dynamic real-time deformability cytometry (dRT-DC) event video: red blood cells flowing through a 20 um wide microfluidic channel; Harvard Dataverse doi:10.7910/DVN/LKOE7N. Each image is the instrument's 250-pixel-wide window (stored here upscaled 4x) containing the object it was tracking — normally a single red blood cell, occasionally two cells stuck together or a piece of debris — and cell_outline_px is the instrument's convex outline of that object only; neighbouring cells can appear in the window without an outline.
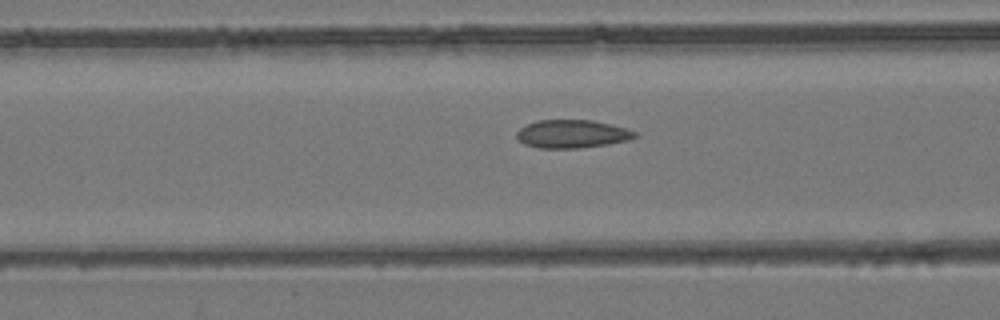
{"species": "common noctule bat (a hibernating species)", "species_latin": "Nyctalus noctula", "temperature_condition": "room temperature", "stored_images_in_passage": 54, "camera_frame_rate_fps": 3000, "um_per_image_px": 0.085, "animal": {"sex": "female", "body_mass_g": 24.6, "forearm_length_mm": 56.2}, "frame": {"image": 1, "passage_image": 22, "time_ms": 7.0, "image_size_px": [1000, 320], "cell_outline_px": [[640, 136], [628, 140], [608, 144], [580, 148], [540, 148], [524, 144], [516, 136], [516, 132], [520, 128], [536, 120], [592, 120], [624, 128], [636, 132]], "centroid_in_image_um": [48.62, 11.39], "position_along_channel_um": 118.0, "area_um2": 19.31}}
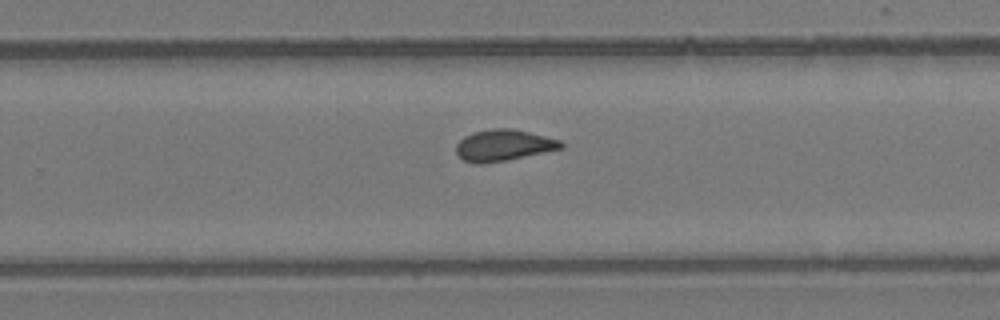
{"frame": {"image": 2, "passage_image": 35, "time_ms": 11.333, "image_size_px": [1000, 320], "cell_outline_px": [[564, 148], [508, 160], [484, 164], [476, 164], [464, 160], [456, 152], [456, 144], [464, 136], [472, 132], [492, 128], [512, 128], [560, 140], [564, 144]], "centroid_in_image_um": [42.79, 12.35], "position_along_channel_um": 287.0, "area_um2": 19.25}}
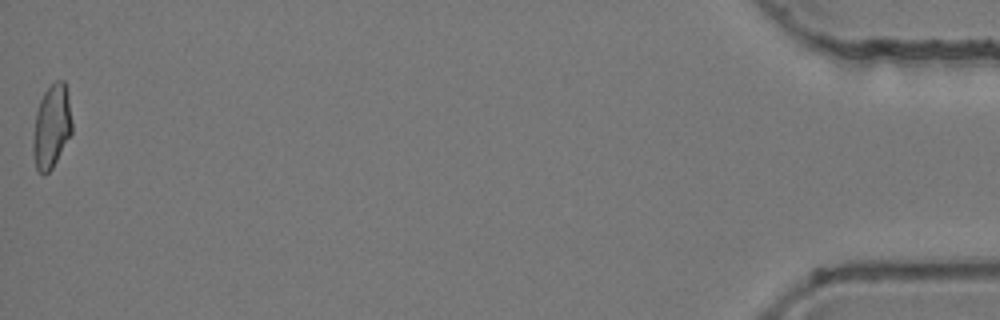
{"frame": {"image": 3, "passage_image": 54, "time_ms": 17.667, "image_size_px": [1000, 320], "cell_outline_px": [[72, 132], [52, 168], [48, 172], [40, 172], [36, 168], [32, 152], [32, 140], [36, 112], [40, 100], [44, 92], [56, 80], [64, 80], [68, 92], [72, 120]], "centroid_in_image_um": [4.38, 10.72], "position_along_channel_um": 430.8, "area_um2": 18.96}, "authors_computed_cell_mechanics": {"area_um2": 19.3341, "velocity_mm_per_s": 3.9001, "shape_relaxation_time_tau1_ms": null, "shape_relaxation_time_tau2_ms": 1.3742, "deformation_change_tau1": null, "deformation_change_tau2": 0.0641}}